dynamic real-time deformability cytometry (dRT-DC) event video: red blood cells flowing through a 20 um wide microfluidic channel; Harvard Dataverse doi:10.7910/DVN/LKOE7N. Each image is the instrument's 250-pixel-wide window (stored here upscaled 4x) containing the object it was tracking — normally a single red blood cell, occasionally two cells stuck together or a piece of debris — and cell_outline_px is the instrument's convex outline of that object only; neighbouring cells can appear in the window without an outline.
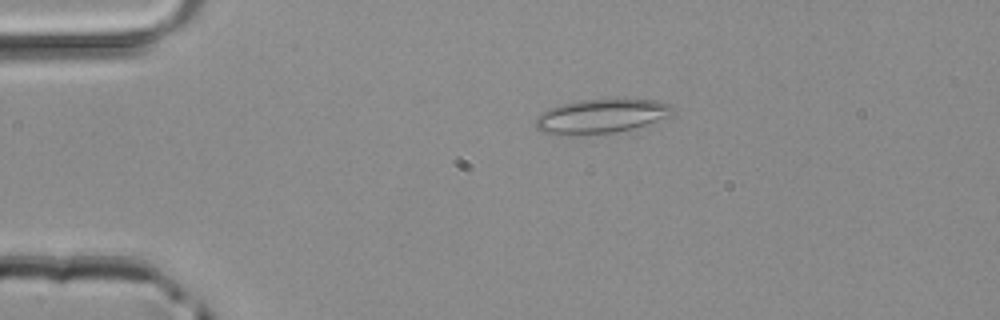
{"species": "common noctule bat (a hibernating species)", "species_latin": "Nyctalus noctula", "temperature_condition": "room temperature", "stored_images_in_passage": 42, "camera_frame_rate_fps": 3000, "um_per_image_px": 0.085, "animal": {"sex": "male", "body_mass_g": 20.4}, "frame": {"image": 1, "passage_image": 5, "time_ms": 1.333, "image_size_px": [1000, 320], "cell_outline_px": [[676, 108], [668, 116], [632, 128], [616, 132], [568, 136], [552, 136], [540, 132], [536, 128], [536, 116], [540, 112], [548, 108], [560, 104], [580, 100], [624, 96], [652, 100], [672, 104]], "centroid_in_image_um": [51.03, 9.84], "position_along_channel_um": 34.0, "area_um2": 28.44}}
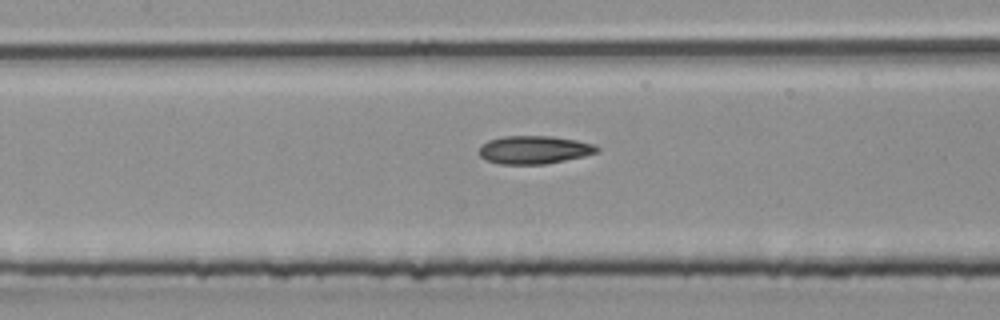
{"frame": {"image": 2, "passage_image": 17, "time_ms": 5.333, "image_size_px": [1000, 320], "cell_outline_px": [[600, 152], [584, 156], [544, 164], [500, 164], [484, 160], [480, 156], [480, 144], [488, 140], [504, 136], [552, 136], [576, 140], [596, 144], [600, 148]], "centroid_in_image_um": [45.41, 12.73], "position_along_channel_um": 162.0, "area_um2": 19.48}}
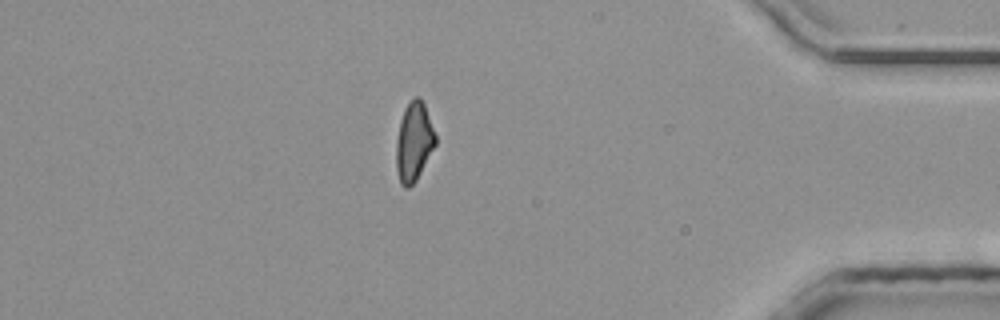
{"frame": {"image": 3, "passage_image": 36, "time_ms": 11.667, "image_size_px": [1000, 320], "cell_outline_px": [[436, 144], [416, 180], [408, 188], [404, 188], [400, 184], [396, 168], [396, 140], [400, 120], [404, 108], [412, 96], [420, 96], [424, 104], [436, 136]], "centroid_in_image_um": [35.16, 12.03], "position_along_channel_um": 400.0, "area_um2": 18.15}}